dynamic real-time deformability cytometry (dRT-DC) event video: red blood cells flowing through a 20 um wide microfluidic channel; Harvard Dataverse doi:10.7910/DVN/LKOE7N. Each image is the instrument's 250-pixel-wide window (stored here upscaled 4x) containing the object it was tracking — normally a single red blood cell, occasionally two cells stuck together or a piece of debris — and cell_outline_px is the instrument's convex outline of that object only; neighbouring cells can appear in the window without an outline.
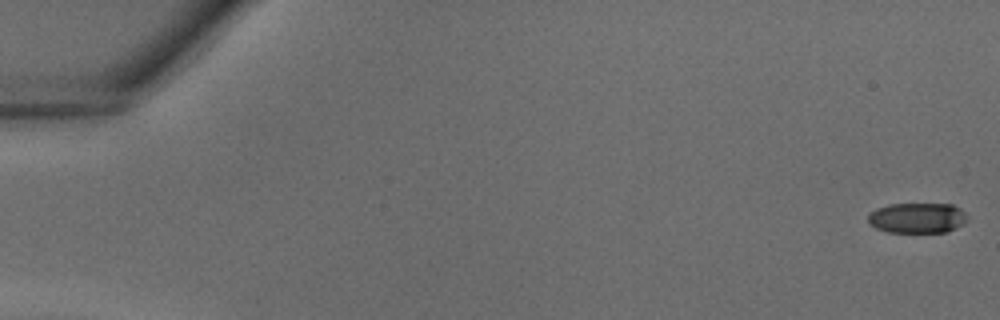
{"species": "common noctule bat (a hibernating species)", "species_latin": "Nyctalus noctula", "temperature_condition": "warm", "stored_images_in_passage": 39, "camera_frame_rate_fps": 3000, "um_per_image_px": 0.085, "animal": {"sex": "male", "body_mass_g": 18.8}, "frame": {"image": 1, "passage_image": 1, "time_ms": 0.0, "image_size_px": [1000, 320], "cell_outline_px": [[968, 220], [964, 224], [948, 232], [888, 232], [876, 228], [868, 224], [868, 212], [876, 208], [888, 204], [952, 204], [960, 208], [964, 212]], "centroid_in_image_um": [77.95, 18.52], "position_along_channel_um": 7.0, "area_um2": 17.8}}
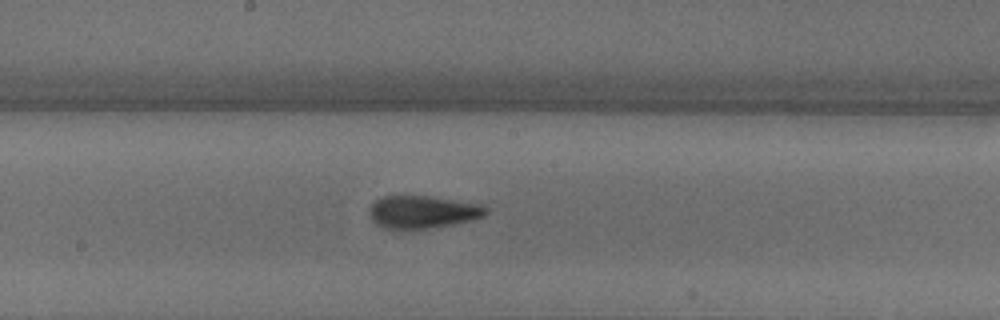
{"frame": {"image": 2, "passage_image": 22, "time_ms": 7.0, "image_size_px": [1000, 320], "cell_outline_px": [[488, 212], [484, 216], [472, 220], [452, 224], [428, 228], [384, 228], [376, 224], [372, 220], [368, 212], [368, 208], [376, 200], [384, 196], [432, 196], [484, 204], [488, 208]], "centroid_in_image_um": [35.96, 18.0], "position_along_channel_um": 212.2, "area_um2": 22.25}}
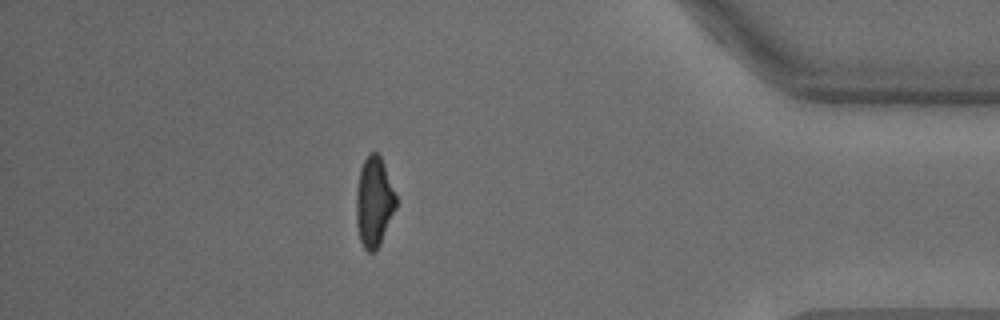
{"frame": {"image": 3, "passage_image": 35, "time_ms": 11.333, "image_size_px": [1000, 320], "cell_outline_px": [[396, 208], [380, 244], [372, 252], [368, 252], [364, 248], [360, 240], [356, 224], [356, 192], [360, 168], [368, 152], [376, 152], [380, 156], [384, 164], [396, 196]], "centroid_in_image_um": [31.78, 17.15], "position_along_channel_um": 403.4, "area_um2": 20.81}}